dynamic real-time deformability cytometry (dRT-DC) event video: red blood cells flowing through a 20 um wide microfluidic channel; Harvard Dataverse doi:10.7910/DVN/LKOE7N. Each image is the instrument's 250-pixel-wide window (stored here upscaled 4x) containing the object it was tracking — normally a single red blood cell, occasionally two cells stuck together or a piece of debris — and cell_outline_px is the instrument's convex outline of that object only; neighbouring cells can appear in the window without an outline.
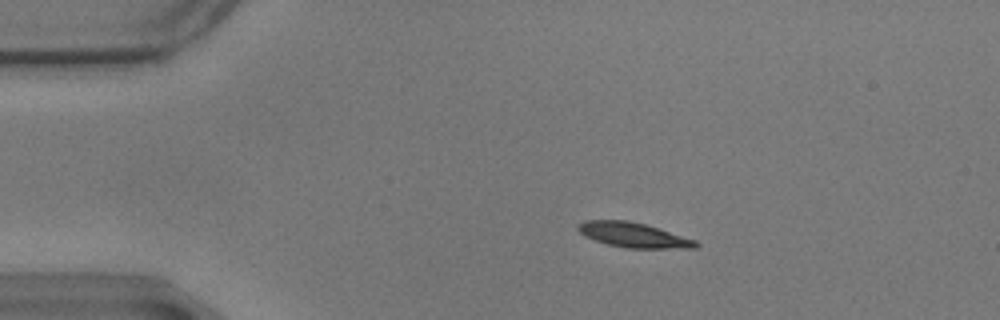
{"species": "common noctule bat (a hibernating species)", "species_latin": "Nyctalus noctula", "temperature_condition": "warm", "stored_images_in_passage": 59, "camera_frame_rate_fps": 3000, "um_per_image_px": 0.085, "animal": {"sex": "male", "body_mass_g": 17.9}, "frame": {"image": 1, "passage_image": 11, "time_ms": 3.333, "image_size_px": [1000, 320], "cell_outline_px": [[700, 244], [696, 248], [624, 248], [608, 244], [584, 236], [576, 228], [576, 224], [584, 220], [628, 220], [644, 224], [696, 240]], "centroid_in_image_um": [53.81, 19.97], "position_along_channel_um": 31.2, "area_um2": 16.99}}
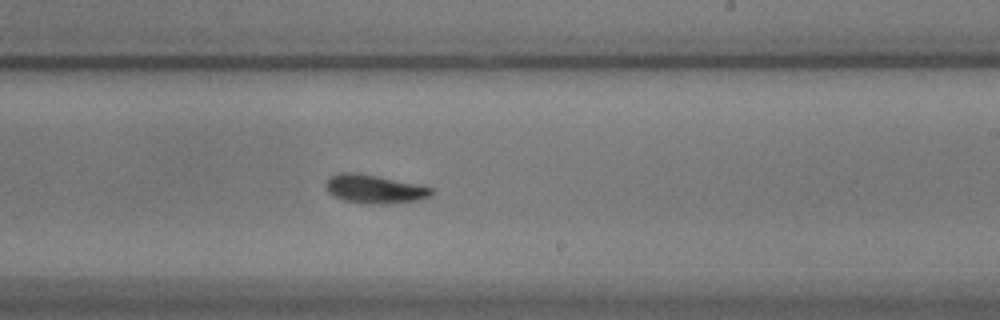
{"frame": {"image": 2, "passage_image": 35, "time_ms": 11.333, "image_size_px": [1000, 320], "cell_outline_px": [[432, 196], [420, 200], [388, 204], [380, 204], [344, 200], [332, 196], [324, 188], [324, 184], [328, 176], [340, 172], [356, 172], [416, 184], [432, 188]], "centroid_in_image_um": [31.77, 16.06], "position_along_channel_um": 257.2, "area_um2": 17.63}}
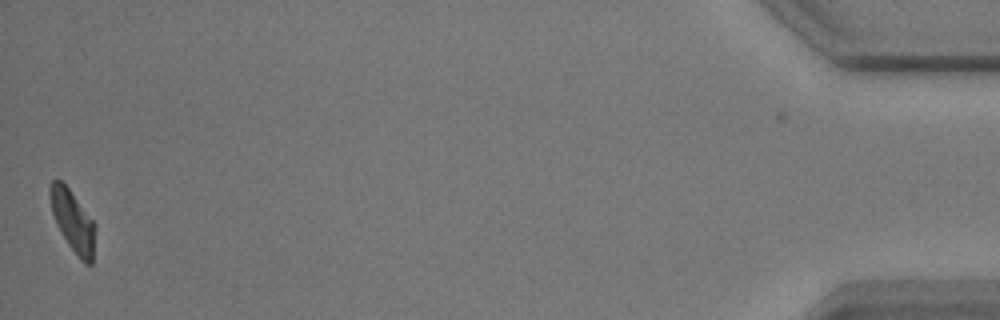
{"frame": {"image": 3, "passage_image": 58, "time_ms": 19.0, "image_size_px": [1000, 320], "cell_outline_px": [[96, 228], [92, 264], [84, 264], [80, 260], [68, 244], [56, 224], [52, 212], [48, 192], [48, 188], [52, 180], [60, 180], [68, 188], [96, 224]], "centroid_in_image_um": [6.19, 18.81], "position_along_channel_um": 429.0, "area_um2": 16.18}, "authors_computed_cell_mechanics": {"area_um2": 17.2244, "velocity_mm_per_s": 3.4428, "shape_relaxation_time_tau1_ms": 2.2197, "shape_relaxation_time_tau2_ms": 3.3046, "deformation_change_tau1": 0.1607, "deformation_change_tau2": 0.1124}}